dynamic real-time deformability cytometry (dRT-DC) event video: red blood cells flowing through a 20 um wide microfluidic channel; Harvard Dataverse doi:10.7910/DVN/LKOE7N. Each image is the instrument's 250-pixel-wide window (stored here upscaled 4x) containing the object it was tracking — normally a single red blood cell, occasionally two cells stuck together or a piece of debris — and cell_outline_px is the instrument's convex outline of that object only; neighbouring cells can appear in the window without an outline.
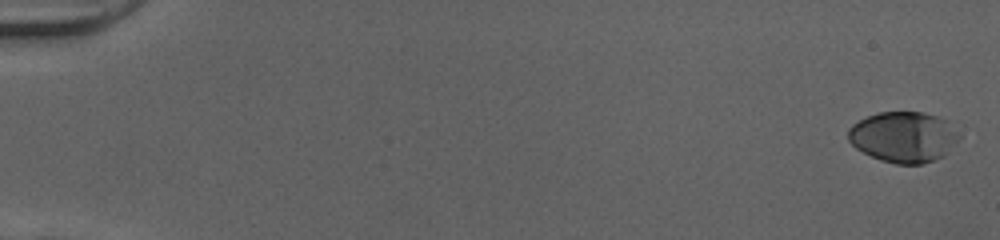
{"species": "human", "species_latin": "Homo sapiens", "temperature_condition": "cold", "stored_images_in_passage": 52, "camera_frame_rate_fps": 3000, "um_per_image_px": 0.085, "donor": {"sex": "female"}, "frame": {"image": 1, "passage_image": 1, "time_ms": 0.0, "image_size_px": [1000, 240], "cell_outline_px": [[960, 140], [944, 156], [920, 164], [896, 164], [880, 160], [856, 148], [848, 140], [848, 128], [852, 124], [868, 116], [880, 112], [924, 112], [948, 120], [960, 136]], "centroid_in_image_um": [76.82, 11.64], "position_along_channel_um": 8.2, "area_um2": 32.83}}
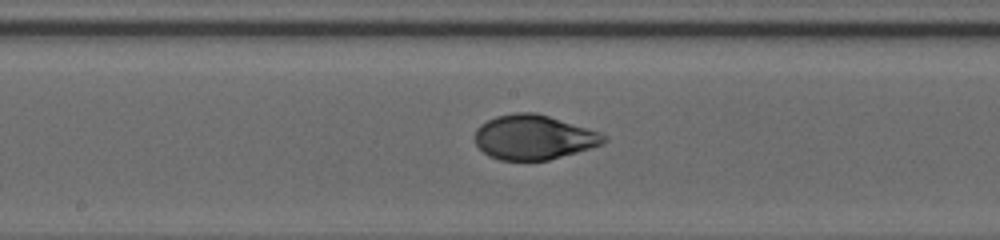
{"frame": {"image": 2, "passage_image": 29, "time_ms": 9.333, "image_size_px": [1000, 240], "cell_outline_px": [[608, 140], [604, 144], [548, 160], [500, 160], [488, 156], [476, 144], [476, 128], [480, 124], [496, 116], [516, 112], [536, 112], [600, 132], [608, 136]], "centroid_in_image_um": [45.38, 11.66], "position_along_channel_um": 202.8, "area_um2": 33.47}}
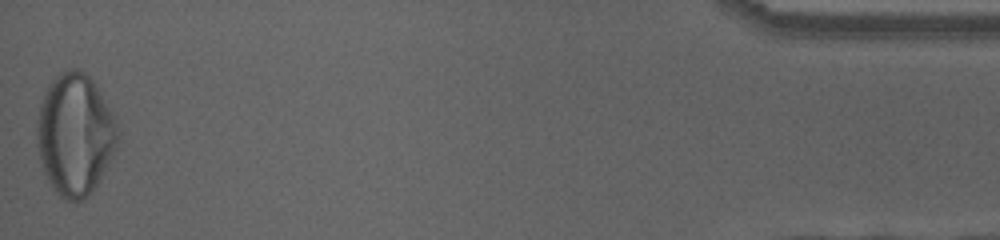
{"frame": {"image": 3, "passage_image": 52, "time_ms": 17.0, "image_size_px": [1000, 240], "cell_outline_px": [[120, 136], [112, 156], [100, 180], [92, 192], [84, 200], [64, 200], [56, 192], [48, 180], [44, 172], [36, 144], [36, 128], [40, 104], [44, 92], [48, 84], [60, 72], [68, 68], [80, 68], [96, 84], [116, 116], [120, 132]], "centroid_in_image_um": [6.4, 11.4], "position_along_channel_um": 428.8, "area_um2": 58.03}, "authors_computed_cell_mechanics": {"area_um2": 33.6685, "velocity_mm_per_s": 4.0219, "shape_relaxation_time_tau1_ms": 5.0864, "shape_relaxation_time_tau2_ms": 0.7607, "deformation_change_tau1": 0.2055, "deformation_change_tau2": 0.0445}}